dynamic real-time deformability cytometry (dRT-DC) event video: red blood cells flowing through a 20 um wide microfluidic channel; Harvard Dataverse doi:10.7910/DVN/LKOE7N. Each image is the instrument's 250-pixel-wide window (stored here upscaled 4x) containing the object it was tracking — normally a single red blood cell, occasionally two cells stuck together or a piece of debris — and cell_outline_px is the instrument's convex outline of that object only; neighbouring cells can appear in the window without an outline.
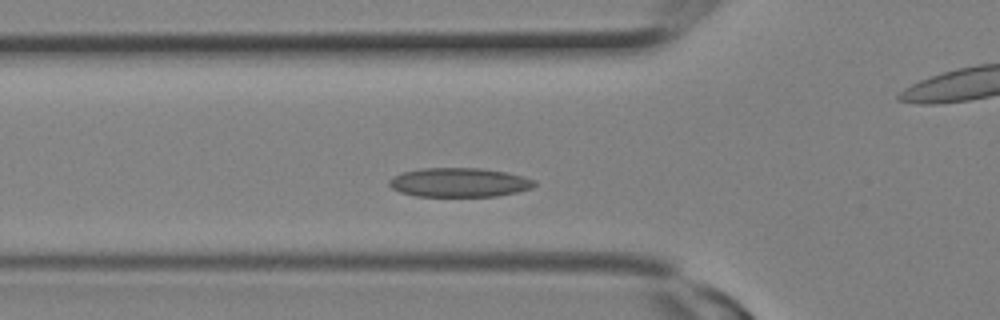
{"species": "Egyptian fruit bat (a non-hibernating species)", "species_latin": "Rousettus aegyptiacus", "temperature_condition": "room temperature", "stored_images_in_passage": 8, "segment_of_instrument_passage": [1, 2], "camera_frame_rate_fps": 3000, "um_per_image_px": 0.085, "animal": {"sex": "female"}, "frame": {"image": 1, "passage_image": 5, "time_ms": 1.333, "image_size_px": [1000, 320], "cell_outline_px": [[536, 184], [532, 188], [516, 192], [496, 196], [416, 196], [400, 192], [392, 188], [388, 184], [388, 180], [392, 176], [400, 172], [420, 168], [480, 168], [504, 172], [524, 176], [536, 180]], "centroid_in_image_um": [39.0, 15.5], "position_along_channel_um": 86.8, "area_um2": 24.8}}
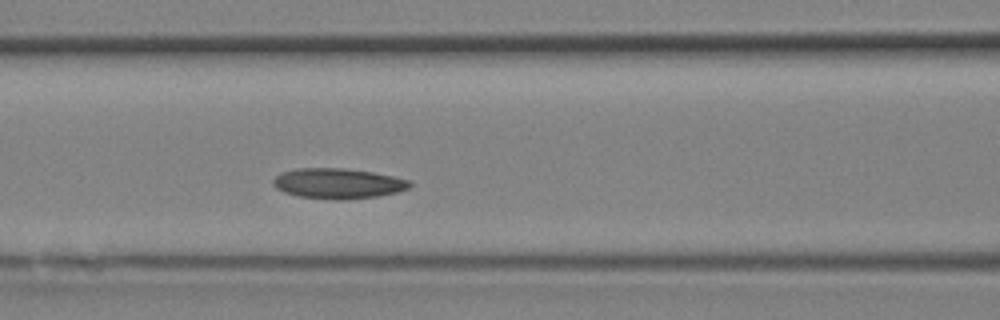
{"frame": {"image": 2, "passage_image": 7, "time_ms": 2.0, "image_size_px": [1000, 320], "cell_outline_px": [[412, 184], [408, 188], [396, 192], [376, 196], [344, 200], [336, 200], [296, 196], [284, 192], [276, 188], [272, 184], [272, 180], [280, 172], [296, 168], [344, 168], [372, 172], [412, 180]], "centroid_in_image_um": [28.69, 15.59], "position_along_channel_um": 137.9, "area_um2": 24.28}}